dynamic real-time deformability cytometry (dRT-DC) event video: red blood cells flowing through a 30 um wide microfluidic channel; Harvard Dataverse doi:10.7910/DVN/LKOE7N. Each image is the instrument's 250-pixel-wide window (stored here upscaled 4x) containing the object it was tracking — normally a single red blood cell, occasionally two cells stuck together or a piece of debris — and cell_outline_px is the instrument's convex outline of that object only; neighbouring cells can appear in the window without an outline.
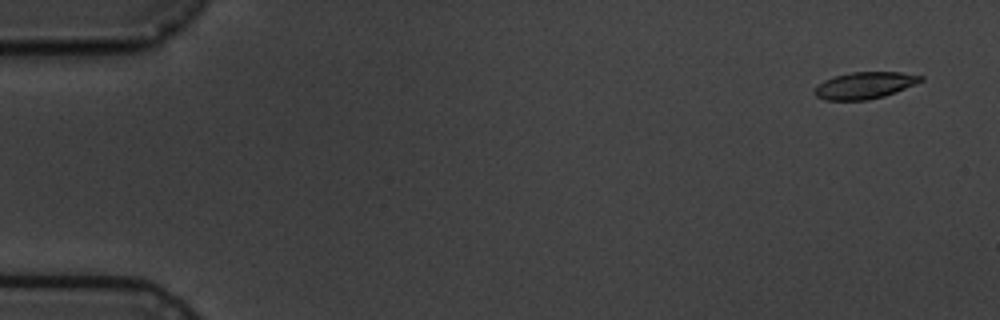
{"species": "common noctule bat (a hibernating species)", "species_latin": "Nyctalus noctula", "temperature_condition": "cold", "stored_images_in_passage": 5, "camera_frame_rate_fps": 3000, "um_per_image_px": 0.085, "animal": {"sex": "male", "body_mass_g": 19.5, "forearm_length_mm": 54.6}, "frame": {"image": 1, "passage_image": 1, "time_ms": 0.0, "image_size_px": [1000, 320], "cell_outline_px": [[924, 80], [884, 96], [868, 100], [824, 100], [816, 96], [812, 92], [824, 80], [836, 76], [852, 72], [900, 72], [924, 76]], "centroid_in_image_um": [73.49, 7.26], "position_along_channel_um": 11.5, "area_um2": 16.36}}
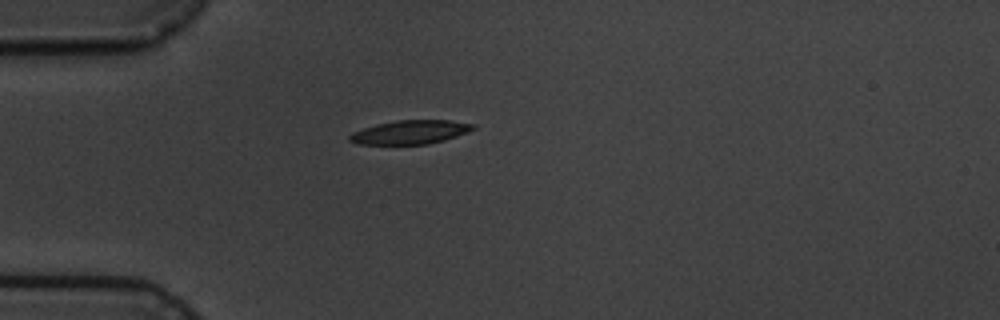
{"frame": {"image": 2, "passage_image": 5, "time_ms": 4.333, "image_size_px": [1000, 320], "cell_outline_px": [[476, 128], [468, 132], [444, 140], [428, 144], [356, 144], [348, 140], [348, 136], [352, 132], [376, 124], [400, 120], [448, 120], [476, 124]], "centroid_in_image_um": [34.87, 11.23], "position_along_channel_um": 50.1, "area_um2": 17.11}}